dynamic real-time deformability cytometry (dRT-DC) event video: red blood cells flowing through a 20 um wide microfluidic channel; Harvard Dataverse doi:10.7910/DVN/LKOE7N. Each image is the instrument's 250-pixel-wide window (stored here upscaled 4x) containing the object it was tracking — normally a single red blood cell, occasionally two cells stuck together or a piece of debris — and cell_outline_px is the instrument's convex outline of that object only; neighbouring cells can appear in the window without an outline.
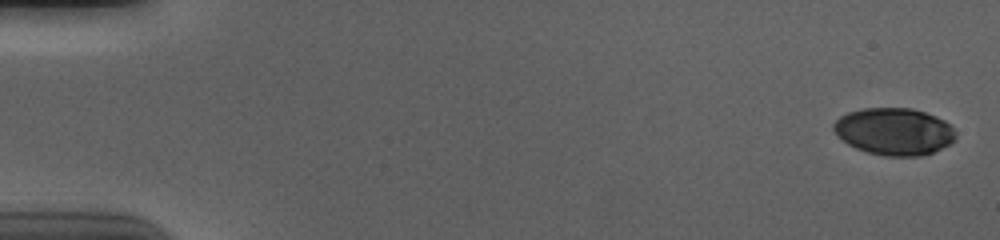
{"species": "human", "species_latin": "Homo sapiens", "temperature_condition": "cold", "stored_images_in_passage": 57, "camera_frame_rate_fps": 3000, "um_per_image_px": 0.085, "donor": {"sex": "male"}, "frame": {"image": 1, "passage_image": 2, "time_ms": 0.333, "image_size_px": [1000, 240], "cell_outline_px": [[956, 140], [932, 152], [920, 156], [884, 156], [868, 152], [856, 148], [848, 144], [836, 136], [832, 128], [832, 124], [840, 116], [848, 112], [864, 108], [912, 108], [936, 116], [944, 120], [956, 132]], "centroid_in_image_um": [75.97, 11.17], "position_along_channel_um": 9.0, "area_um2": 33.58}}
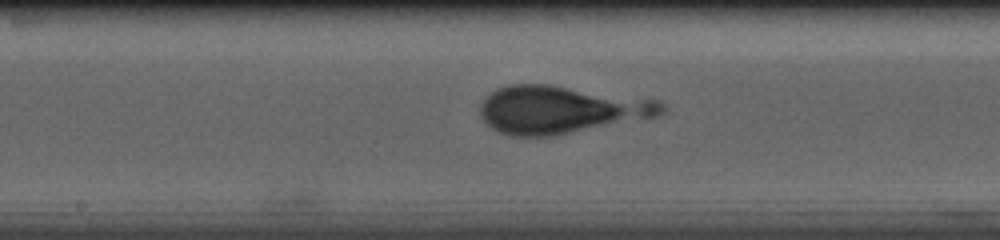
{"frame": {"image": 2, "passage_image": 31, "time_ms": 10.0, "image_size_px": [1000, 240], "cell_outline_px": [[668, 108], [660, 116], [552, 136], [508, 136], [496, 132], [480, 116], [480, 104], [496, 88], [508, 84], [548, 84], [660, 100]], "centroid_in_image_um": [47.67, 9.32], "position_along_channel_um": 200.5, "area_um2": 50.69}}
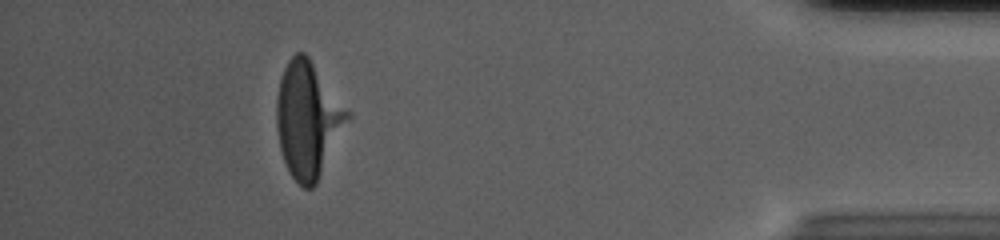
{"frame": {"image": 3, "passage_image": 52, "time_ms": 17.0, "image_size_px": [1000, 240], "cell_outline_px": [[352, 116], [316, 184], [312, 188], [304, 188], [288, 172], [280, 148], [276, 124], [276, 100], [280, 80], [284, 68], [288, 60], [296, 52], [304, 52], [308, 56], [352, 112]], "centroid_in_image_um": [26.2, 10.15], "position_along_channel_um": 409.0, "area_um2": 48.15}}